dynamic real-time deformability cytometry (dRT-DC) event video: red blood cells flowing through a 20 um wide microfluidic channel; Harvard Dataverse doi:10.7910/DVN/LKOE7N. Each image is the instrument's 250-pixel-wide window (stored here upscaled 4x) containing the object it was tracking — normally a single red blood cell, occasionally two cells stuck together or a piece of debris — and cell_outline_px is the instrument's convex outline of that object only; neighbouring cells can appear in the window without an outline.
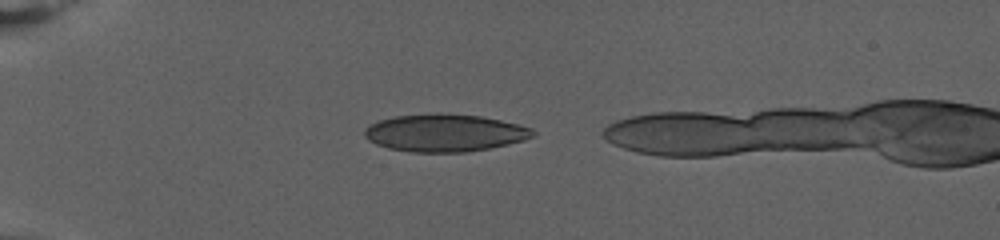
{"species": "human", "species_latin": "Homo sapiens", "temperature_condition": "warm", "stored_images_in_passage": 19, "camera_frame_rate_fps": 3000, "um_per_image_px": 0.085, "donor": {"sex": "female"}, "frame": {"image": 1, "passage_image": 3, "time_ms": 0.667, "image_size_px": [1000, 240], "cell_outline_px": [[536, 136], [524, 140], [508, 144], [468, 152], [412, 152], [388, 148], [376, 144], [368, 140], [364, 136], [364, 128], [380, 120], [396, 116], [440, 112], [480, 116], [500, 120], [532, 128], [536, 132]], "centroid_in_image_um": [37.81, 11.29], "position_along_channel_um": 47.2, "area_um2": 36.88}}
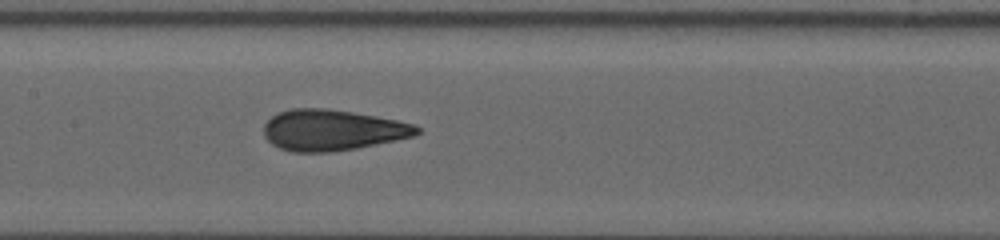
{"frame": {"image": 2, "passage_image": 12, "time_ms": 3.667, "image_size_px": [1000, 240], "cell_outline_px": [[420, 132], [412, 136], [396, 140], [356, 148], [332, 152], [292, 152], [280, 148], [272, 144], [264, 136], [264, 124], [272, 116], [280, 112], [292, 108], [328, 108], [376, 116], [416, 124], [420, 128]], "centroid_in_image_um": [28.24, 11.06], "position_along_channel_um": 179.2, "area_um2": 36.47}}
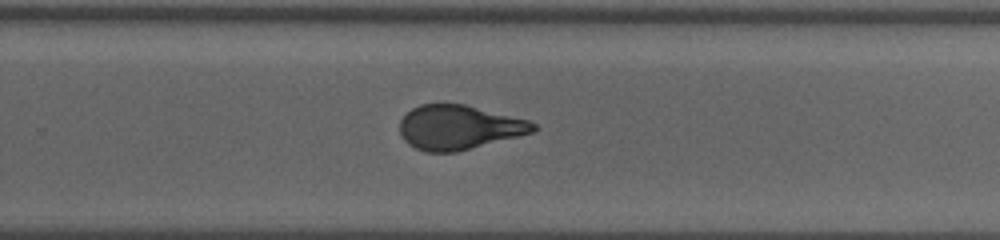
{"frame": {"image": 3, "passage_image": 19, "time_ms": 6.0, "image_size_px": [1000, 240], "cell_outline_px": [[536, 128], [532, 132], [456, 152], [428, 152], [416, 148], [408, 144], [400, 136], [400, 120], [412, 108], [420, 104], [464, 104], [528, 120], [536, 124]], "centroid_in_image_um": [38.96, 10.82], "position_along_channel_um": 290.8, "area_um2": 34.1}}